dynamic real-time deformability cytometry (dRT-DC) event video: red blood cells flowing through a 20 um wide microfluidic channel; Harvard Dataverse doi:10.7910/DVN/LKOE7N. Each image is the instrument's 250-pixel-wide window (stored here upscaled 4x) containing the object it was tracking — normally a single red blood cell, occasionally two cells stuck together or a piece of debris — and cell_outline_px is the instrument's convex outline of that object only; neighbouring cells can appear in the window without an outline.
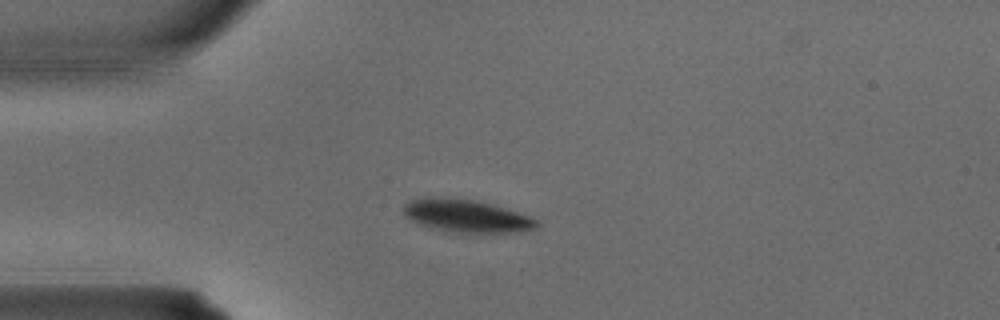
{"species": "common noctule bat (a hibernating species)", "species_latin": "Nyctalus noctula", "temperature_condition": "warm", "stored_images_in_passage": 3, "camera_frame_rate_fps": 3000, "um_per_image_px": 0.085, "animal": {"sex": "male", "body_mass_g": 15.6}, "frame": {"image": 1, "passage_image": 3, "time_ms": 0.667, "image_size_px": [1000, 320], "cell_outline_px": [[540, 224], [536, 228], [520, 232], [460, 232], [436, 228], [416, 224], [408, 220], [404, 216], [400, 208], [404, 204], [412, 200], [424, 196], [436, 196], [476, 200], [492, 204], [528, 216], [536, 220]], "centroid_in_image_um": [39.55, 18.33], "position_along_channel_um": 45.4, "area_um2": 25.49}}